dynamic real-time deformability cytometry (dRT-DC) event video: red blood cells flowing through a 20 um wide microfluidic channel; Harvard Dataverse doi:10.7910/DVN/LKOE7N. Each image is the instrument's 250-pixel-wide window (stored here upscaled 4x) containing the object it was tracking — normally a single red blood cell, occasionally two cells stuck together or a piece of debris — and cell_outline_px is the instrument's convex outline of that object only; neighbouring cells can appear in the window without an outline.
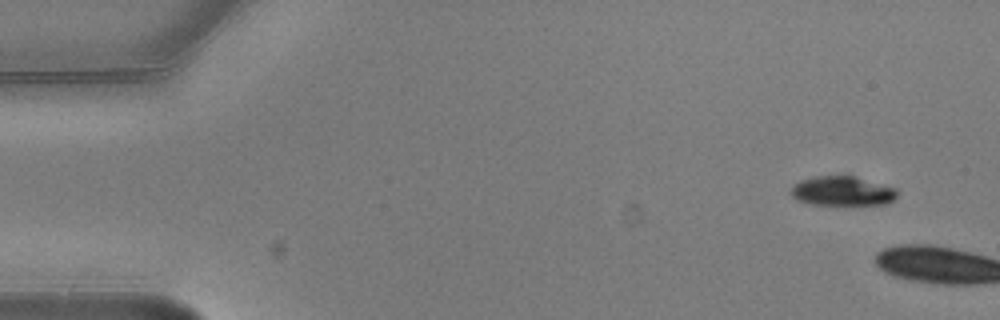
{"species": "common noctule bat (a hibernating species)", "species_latin": "Nyctalus noctula", "temperature_condition": "warm", "stored_images_in_passage": 2, "camera_frame_rate_fps": 3000, "um_per_image_px": 0.085, "animal": {"sex": "male", "body_mass_g": 20.5, "forearm_length_mm": 52.5}, "frame": {"image": 1, "passage_image": 1, "time_ms": 0.0, "image_size_px": [1000, 320], "cell_outline_px": [[896, 196], [892, 200], [884, 204], [812, 204], [796, 200], [788, 192], [792, 184], [800, 180], [812, 176], [848, 172], [896, 188]], "centroid_in_image_um": [71.54, 16.16], "position_along_channel_um": 13.5, "area_um2": 19.13}}